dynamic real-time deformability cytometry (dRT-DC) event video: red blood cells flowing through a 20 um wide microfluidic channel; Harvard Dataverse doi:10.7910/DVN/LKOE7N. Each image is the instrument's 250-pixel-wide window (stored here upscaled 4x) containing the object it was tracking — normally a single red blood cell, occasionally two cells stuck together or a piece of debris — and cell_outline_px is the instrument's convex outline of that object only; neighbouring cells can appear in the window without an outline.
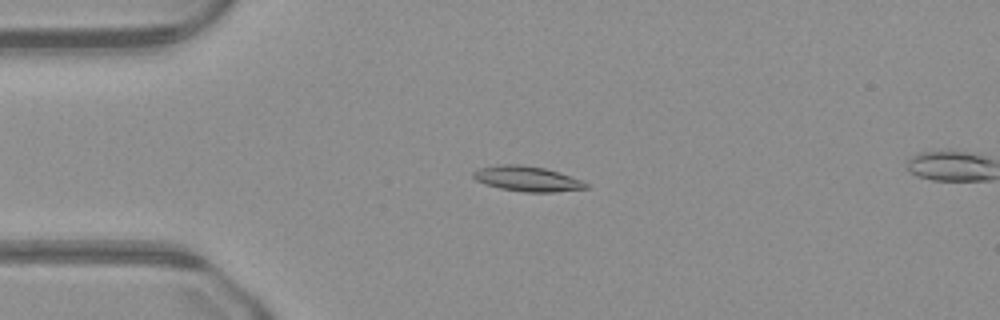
{"species": "common noctule bat (a hibernating species)", "species_latin": "Nyctalus noctula", "temperature_condition": "warm", "stored_images_in_passage": 16, "camera_frame_rate_fps": 3000, "um_per_image_px": 0.085, "animal": {"sex": "male", "body_mass_g": 23.1, "forearm_length_mm": 52.7}, "frame": {"image": 1, "passage_image": 12, "time_ms": 3.667, "image_size_px": [1000, 320], "cell_outline_px": [[588, 188], [552, 192], [524, 192], [500, 188], [484, 184], [476, 180], [472, 176], [472, 172], [476, 168], [496, 164], [520, 164], [544, 168], [580, 180], [588, 184]], "centroid_in_image_um": [44.71, 15.18], "position_along_channel_um": 40.3, "area_um2": 16.47}}